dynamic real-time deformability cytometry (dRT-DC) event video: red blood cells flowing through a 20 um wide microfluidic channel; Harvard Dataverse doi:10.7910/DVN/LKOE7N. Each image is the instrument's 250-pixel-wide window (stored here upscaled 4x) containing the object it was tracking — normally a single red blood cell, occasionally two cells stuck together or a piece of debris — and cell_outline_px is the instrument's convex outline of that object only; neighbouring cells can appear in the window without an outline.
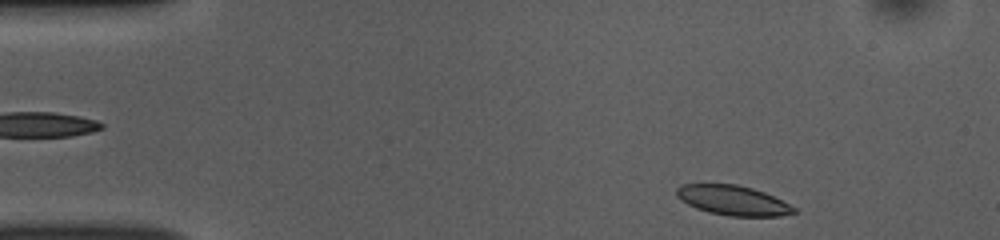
{"species": "common noctule bat (a hibernating species)", "species_latin": "Nyctalus noctula", "temperature_condition": "room temperature", "stored_images_in_passage": 47, "camera_frame_rate_fps": 3000, "um_per_image_px": 0.085, "animal": {"sex": "female", "body_mass_g": 10.0, "forearm_length_mm": 53.1}, "frame": {"image": 1, "passage_image": 2, "time_ms": 0.333, "image_size_px": [1000, 240], "cell_outline_px": [[796, 212], [780, 216], [728, 216], [708, 212], [696, 208], [680, 200], [676, 196], [676, 188], [684, 184], [736, 184], [752, 188], [764, 192], [796, 208]], "centroid_in_image_um": [62.26, 17.03], "position_along_channel_um": 22.7, "area_um2": 20.23}}
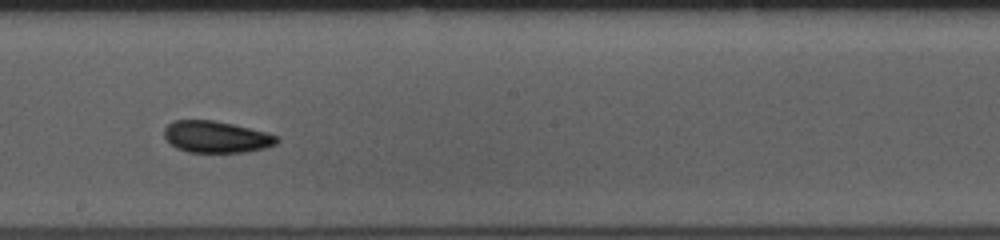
{"frame": {"image": 2, "passage_image": 24, "time_ms": 7.667, "image_size_px": [1000, 240], "cell_outline_px": [[280, 140], [276, 144], [264, 148], [244, 152], [188, 152], [176, 148], [164, 136], [164, 128], [172, 120], [216, 120], [268, 132], [276, 136]], "centroid_in_image_um": [18.38, 11.62], "position_along_channel_um": 229.8, "area_um2": 20.87}}
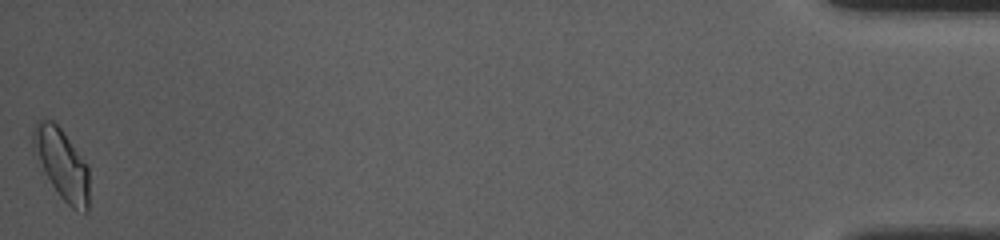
{"frame": {"image": 3, "passage_image": 47, "time_ms": 15.333, "image_size_px": [1000, 240], "cell_outline_px": [[88, 212], [84, 212], [72, 208], [60, 196], [44, 172], [32, 152], [32, 132], [36, 120], [52, 120], [64, 132], [88, 164]], "centroid_in_image_um": [5.23, 13.9], "position_along_channel_um": 430.0, "area_um2": 23.06}, "authors_computed_cell_mechanics": {"area_um2": 21.0392, "velocity_mm_per_s": 3.8297, "shape_relaxation_time_tau1_ms": 2.6734, "shape_relaxation_time_tau2_ms": 3.2634, "deformation_change_tau1": 0.0809, "deformation_change_tau2": 0.0703}}